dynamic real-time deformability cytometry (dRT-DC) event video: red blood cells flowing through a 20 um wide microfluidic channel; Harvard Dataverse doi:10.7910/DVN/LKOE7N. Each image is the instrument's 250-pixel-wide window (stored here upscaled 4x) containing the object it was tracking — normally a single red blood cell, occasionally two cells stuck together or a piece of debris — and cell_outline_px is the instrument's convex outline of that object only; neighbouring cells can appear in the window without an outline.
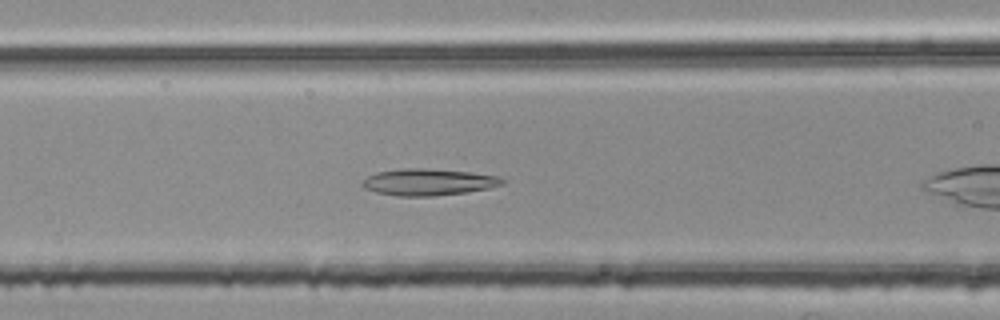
{"species": "common noctule bat (a hibernating species)", "species_latin": "Nyctalus noctula", "temperature_condition": "room temperature", "stored_images_in_passage": 9, "camera_frame_rate_fps": 3000, "um_per_image_px": 0.085, "animal": {"sex": "female", "body_mass_g": 25.1}, "frame": {"image": 1, "passage_image": 8, "time_ms": 2.333, "image_size_px": [1000, 320], "cell_outline_px": [[504, 184], [488, 188], [468, 192], [432, 196], [396, 196], [376, 192], [364, 188], [360, 184], [368, 176], [376, 172], [400, 168], [424, 168], [468, 172], [500, 176], [504, 180]], "centroid_in_image_um": [36.39, 15.47], "position_along_channel_um": 130.2, "area_um2": 21.79}}